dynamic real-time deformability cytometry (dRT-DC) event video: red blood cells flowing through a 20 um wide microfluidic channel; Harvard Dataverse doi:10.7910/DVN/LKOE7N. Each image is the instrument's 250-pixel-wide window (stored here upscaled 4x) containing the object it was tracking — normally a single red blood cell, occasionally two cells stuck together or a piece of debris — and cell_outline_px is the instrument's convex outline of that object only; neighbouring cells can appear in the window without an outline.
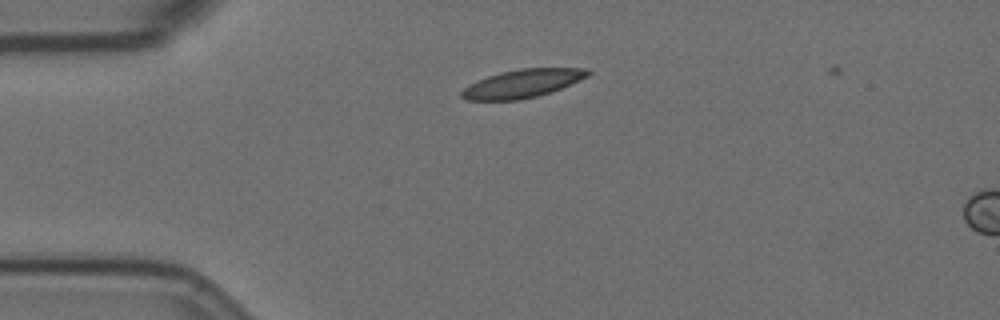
{"species": "Egyptian fruit bat (a non-hibernating species)", "species_latin": "Rousettus aegyptiacus", "temperature_condition": "room temperature", "stored_images_in_passage": 7, "camera_frame_rate_fps": 3000, "um_per_image_px": 0.085, "animal": {"sex": "female"}, "frame": {"image": 1, "passage_image": 5, "time_ms": 1.333, "image_size_px": [1000, 320], "cell_outline_px": [[592, 72], [588, 76], [580, 80], [552, 92], [520, 100], [464, 100], [460, 96], [460, 92], [468, 84], [476, 80], [500, 72], [520, 68], [588, 68]], "centroid_in_image_um": [44.39, 7.1], "position_along_channel_um": 40.6, "area_um2": 20.98}}